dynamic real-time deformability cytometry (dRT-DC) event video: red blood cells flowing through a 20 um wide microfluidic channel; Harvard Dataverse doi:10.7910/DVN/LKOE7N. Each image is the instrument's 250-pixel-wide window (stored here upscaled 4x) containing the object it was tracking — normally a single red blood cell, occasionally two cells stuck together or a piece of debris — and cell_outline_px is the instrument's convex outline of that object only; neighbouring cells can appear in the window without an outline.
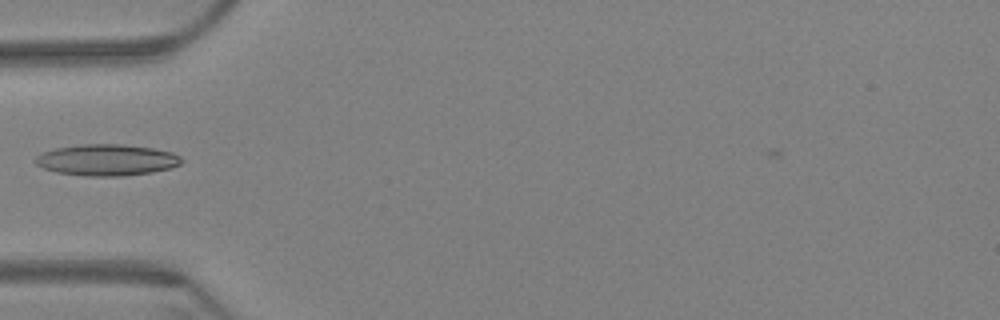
{"species": "Egyptian fruit bat (a non-hibernating species)", "species_latin": "Rousettus aegyptiacus", "temperature_condition": "warm", "stored_images_in_passage": 43, "camera_frame_rate_fps": 3000, "um_per_image_px": 0.085, "animal": {"sex": "female"}, "frame": {"image": 1, "passage_image": 2, "time_ms": 0.333, "image_size_px": [1000, 320], "cell_outline_px": [[184, 160], [180, 164], [172, 168], [152, 172], [124, 176], [84, 176], [56, 172], [44, 168], [36, 164], [32, 160], [36, 156], [44, 152], [56, 148], [80, 144], [124, 144], [152, 148], [172, 152], [180, 156]], "centroid_in_image_um": [9.08, 13.6], "position_along_channel_um": 75.9, "area_um2": 26.88}}
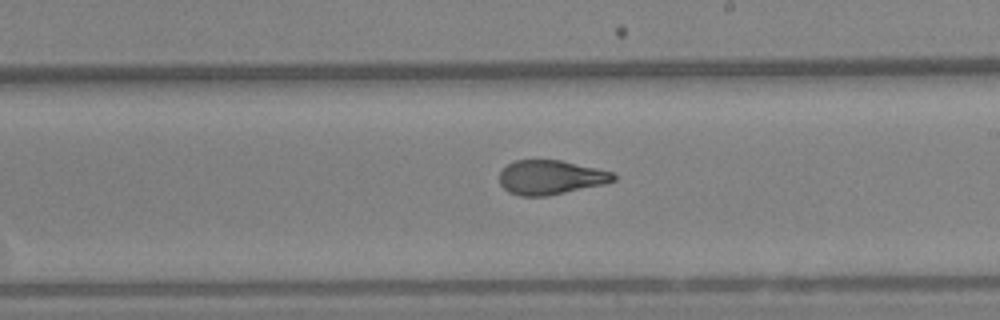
{"frame": {"image": 2, "passage_image": 17, "time_ms": 5.333, "image_size_px": [1000, 320], "cell_outline_px": [[616, 180], [604, 184], [548, 196], [520, 196], [508, 192], [500, 184], [500, 172], [508, 164], [516, 160], [560, 160], [612, 172], [616, 176]], "centroid_in_image_um": [46.79, 15.08], "position_along_channel_um": 242.2, "area_um2": 22.66}}
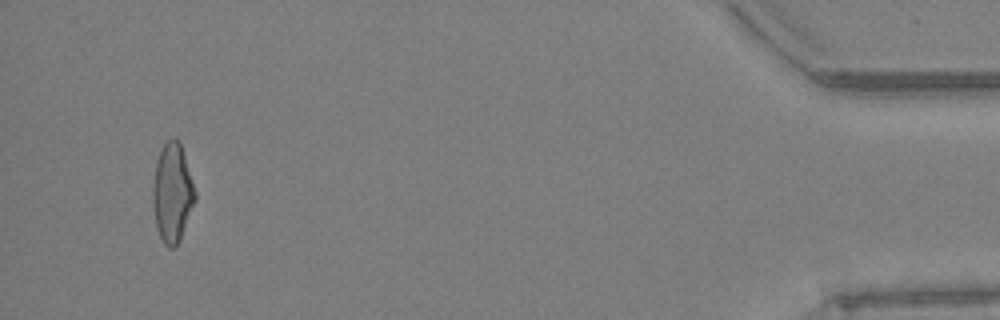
{"frame": {"image": 3, "passage_image": 40, "time_ms": 13.0, "image_size_px": [1000, 320], "cell_outline_px": [[196, 200], [180, 240], [172, 248], [168, 248], [164, 244], [156, 228], [152, 200], [152, 188], [156, 160], [164, 144], [168, 140], [176, 140], [180, 144], [196, 192]], "centroid_in_image_um": [14.64, 16.45], "position_along_channel_um": 420.6, "area_um2": 24.1}, "authors_computed_cell_mechanics": {"area_um2": 23.698, "velocity_mm_per_s": 3.335, "shape_relaxation_time_tau1_ms": 10.83, "shape_relaxation_time_tau2_ms": 1.4507, "deformation_change_tau1": 0.2633, "deformation_change_tau2": 0.0852}}